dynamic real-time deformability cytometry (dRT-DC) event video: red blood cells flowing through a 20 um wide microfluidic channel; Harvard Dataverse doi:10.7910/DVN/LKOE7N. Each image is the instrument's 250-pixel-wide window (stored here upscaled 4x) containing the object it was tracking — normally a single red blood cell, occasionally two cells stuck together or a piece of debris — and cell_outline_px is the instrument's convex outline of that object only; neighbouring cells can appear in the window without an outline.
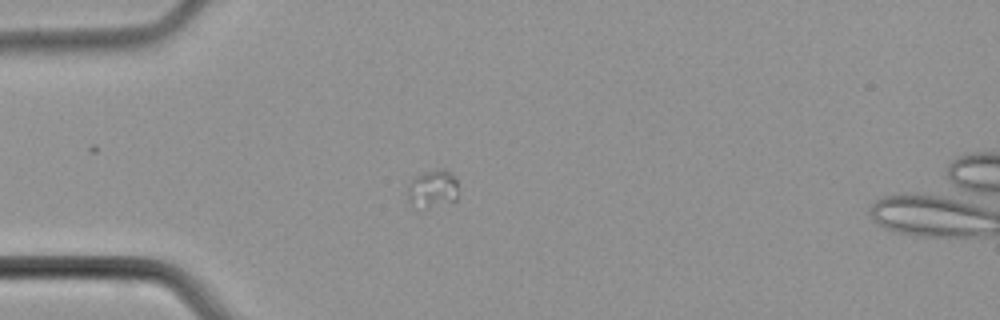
{"species": "common noctule bat (a hibernating species)", "species_latin": "Nyctalus noctula", "temperature_condition": "cold", "stored_images_in_passage": 20, "camera_frame_rate_fps": 3000, "um_per_image_px": 0.085, "animal": {"sex": "male", "body_mass_g": 21.5, "forearm_length_mm": 52.0}, "frame": {"image": 1, "passage_image": 15, "time_ms": 4.667, "image_size_px": [1000, 320], "cell_outline_px": [[456, 200], [424, 212], [408, 200], [408, 184], [416, 176], [424, 172], [440, 168], [444, 168], [456, 180]], "centroid_in_image_um": [36.74, 16.11], "position_along_channel_um": 48.3, "area_um2": 11.39}}